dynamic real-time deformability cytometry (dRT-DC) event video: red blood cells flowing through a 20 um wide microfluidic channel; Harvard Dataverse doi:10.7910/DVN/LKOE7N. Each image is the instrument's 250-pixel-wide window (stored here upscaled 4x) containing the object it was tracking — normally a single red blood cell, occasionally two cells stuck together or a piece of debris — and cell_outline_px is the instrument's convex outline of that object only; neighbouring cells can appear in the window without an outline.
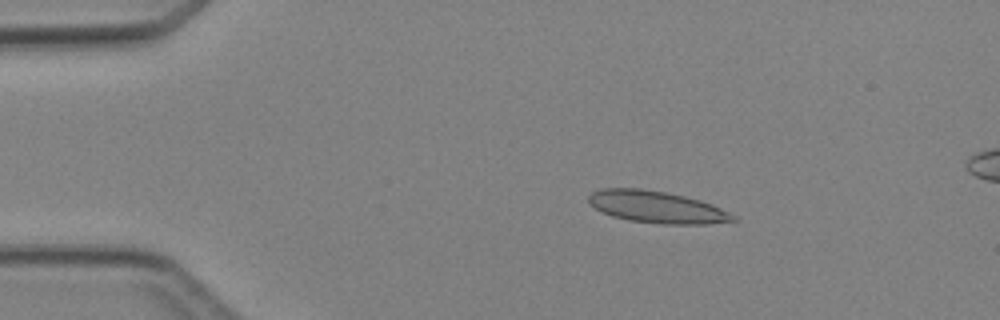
{"species": "Egyptian fruit bat (a non-hibernating species)", "species_latin": "Rousettus aegyptiacus", "temperature_condition": "cold", "stored_images_in_passage": 5, "camera_frame_rate_fps": 3000, "um_per_image_px": 0.085, "animal": {"sex": "female"}, "frame": {"image": 1, "passage_image": 3, "time_ms": 2.333, "image_size_px": [1000, 320], "cell_outline_px": [[736, 220], [704, 224], [660, 224], [628, 220], [612, 216], [596, 208], [588, 200], [588, 196], [592, 192], [600, 188], [640, 188], [664, 192], [684, 196], [700, 200], [712, 204], [736, 216]], "centroid_in_image_um": [55.81, 17.59], "position_along_channel_um": 29.2, "area_um2": 26.65}}
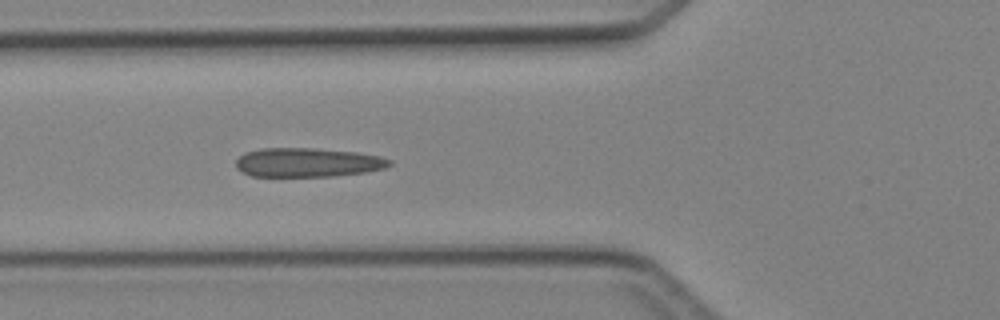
{"frame": {"image": 2, "passage_image": 5, "time_ms": 5.333, "image_size_px": [1000, 320], "cell_outline_px": [[392, 164], [384, 168], [364, 172], [332, 176], [252, 176], [236, 168], [236, 160], [244, 152], [260, 148], [316, 148], [356, 152], [380, 156], [392, 160]], "centroid_in_image_um": [26.14, 13.8], "position_along_channel_um": 99.7, "area_um2": 26.01}}